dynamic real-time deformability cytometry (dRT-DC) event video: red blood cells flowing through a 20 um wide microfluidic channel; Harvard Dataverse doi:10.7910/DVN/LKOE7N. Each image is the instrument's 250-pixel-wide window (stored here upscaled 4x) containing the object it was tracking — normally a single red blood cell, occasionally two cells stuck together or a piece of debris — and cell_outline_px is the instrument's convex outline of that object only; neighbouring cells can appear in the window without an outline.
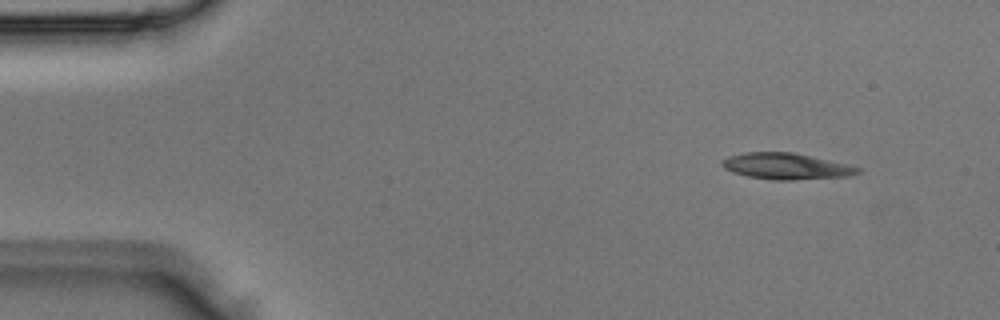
{"species": "Egyptian fruit bat (a non-hibernating species)", "species_latin": "Rousettus aegyptiacus", "temperature_condition": "room temperature", "stored_images_in_passage": 3, "camera_frame_rate_fps": 3000, "um_per_image_px": 0.085, "animal": {"sex": "male"}, "frame": {"image": 1, "passage_image": 1, "time_ms": 0.0, "image_size_px": [1000, 320], "cell_outline_px": [[864, 168], [860, 172], [848, 176], [792, 180], [772, 180], [748, 176], [732, 172], [724, 168], [720, 164], [720, 160], [728, 156], [744, 152], [792, 152]], "centroid_in_image_um": [66.78, 14.13], "position_along_channel_um": 18.2, "area_um2": 20.75}}